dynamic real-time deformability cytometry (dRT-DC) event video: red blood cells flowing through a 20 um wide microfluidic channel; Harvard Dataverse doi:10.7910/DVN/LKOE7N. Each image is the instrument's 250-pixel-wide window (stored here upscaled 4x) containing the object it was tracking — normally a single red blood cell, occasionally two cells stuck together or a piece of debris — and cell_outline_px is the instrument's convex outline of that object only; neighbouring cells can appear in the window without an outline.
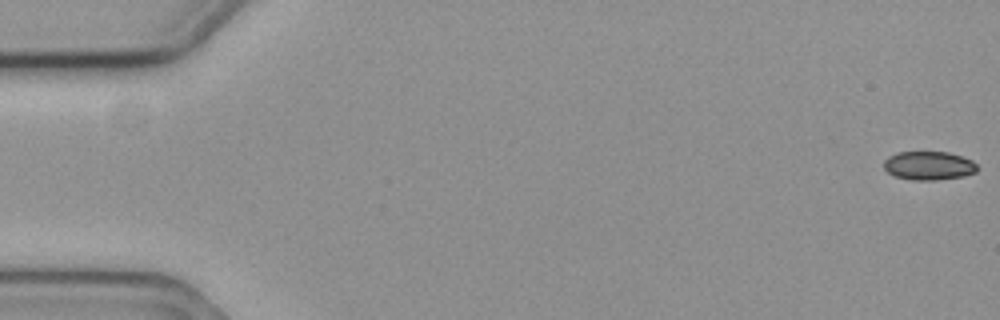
{"species": "common noctule bat (a hibernating species)", "species_latin": "Nyctalus noctula", "temperature_condition": "cold", "stored_images_in_passage": 59, "camera_frame_rate_fps": 3000, "um_per_image_px": 0.085, "animal": {"sex": "female", "body_mass_g": 19.3, "forearm_length_mm": 54.1}, "frame": {"image": 1, "passage_image": 1, "time_ms": 0.0, "image_size_px": [1000, 320], "cell_outline_px": [[976, 172], [964, 176], [936, 180], [912, 180], [896, 176], [888, 172], [884, 168], [884, 160], [888, 156], [896, 152], [948, 152], [972, 160], [976, 164]], "centroid_in_image_um": [78.93, 14.08], "position_along_channel_um": 6.1, "area_um2": 15.55}}
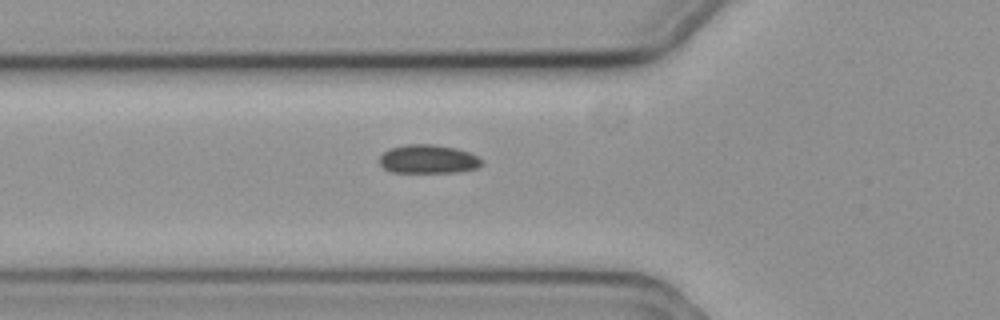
{"frame": {"image": 2, "passage_image": 21, "time_ms": 6.667, "image_size_px": [1000, 320], "cell_outline_px": [[484, 164], [480, 168], [456, 172], [392, 172], [384, 168], [380, 164], [380, 156], [388, 148], [408, 144], [432, 144], [456, 148], [480, 156], [484, 160]], "centroid_in_image_um": [36.46, 13.52], "position_along_channel_um": 89.3, "area_um2": 17.34}}
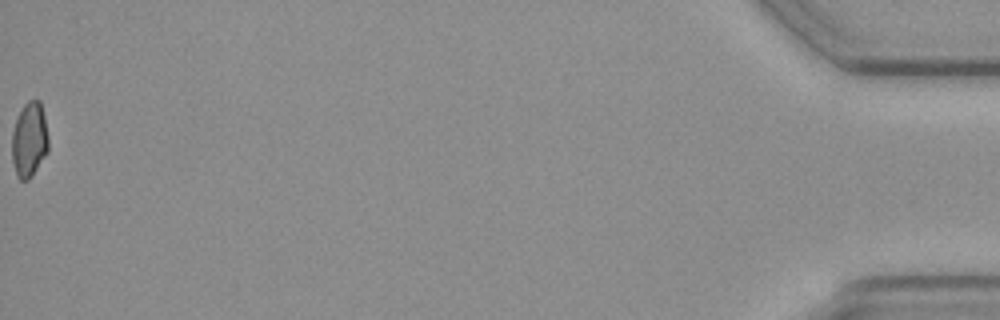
{"frame": {"image": 3, "passage_image": 59, "time_ms": 19.333, "image_size_px": [1000, 320], "cell_outline_px": [[48, 152], [32, 176], [28, 180], [20, 180], [16, 176], [12, 160], [12, 132], [16, 120], [24, 104], [28, 100], [40, 100], [44, 116], [48, 136]], "centroid_in_image_um": [2.49, 11.9], "position_along_channel_um": 432.7, "area_um2": 16.01}, "authors_computed_cell_mechanics": {"area_um2": 16.9354, "velocity_mm_per_s": 3.5699, "shape_relaxation_time_tau1_ms": 4.6202, "shape_relaxation_time_tau2_ms": null, "deformation_change_tau1": 0.0795, "deformation_change_tau2": null}}